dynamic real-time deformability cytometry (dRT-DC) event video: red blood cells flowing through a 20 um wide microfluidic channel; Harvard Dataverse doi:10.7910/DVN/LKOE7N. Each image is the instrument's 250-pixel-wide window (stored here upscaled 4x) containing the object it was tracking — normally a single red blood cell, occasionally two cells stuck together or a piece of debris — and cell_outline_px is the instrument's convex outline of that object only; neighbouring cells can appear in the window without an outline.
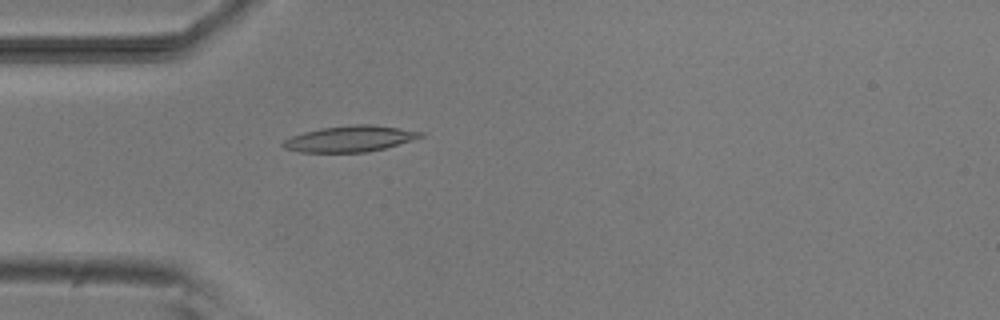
{"species": "common noctule bat (a hibernating species)", "species_latin": "Nyctalus noctula", "temperature_condition": "room temperature", "stored_images_in_passage": 42, "camera_frame_rate_fps": 3000, "um_per_image_px": 0.085, "animal": {"sex": "male", "body_mass_g": 20.5, "forearm_length_mm": 52.5}, "frame": {"image": 1, "passage_image": 4, "time_ms": 1.0, "image_size_px": [1000, 320], "cell_outline_px": [[424, 136], [412, 140], [384, 148], [368, 152], [300, 152], [284, 148], [280, 144], [284, 140], [292, 136], [304, 132], [320, 128], [352, 124], [372, 124], [400, 128], [424, 132]], "centroid_in_image_um": [29.74, 11.79], "position_along_channel_um": 55.3, "area_um2": 20.87}}
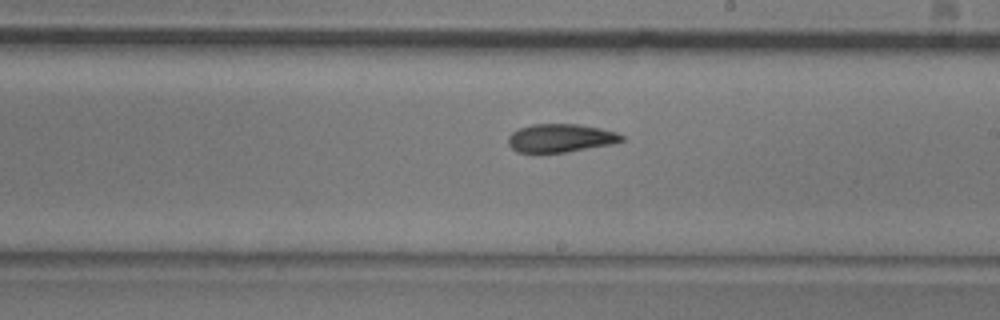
{"frame": {"image": 2, "passage_image": 19, "time_ms": 6.0, "image_size_px": [1000, 320], "cell_outline_px": [[624, 140], [608, 144], [564, 152], [516, 152], [508, 144], [508, 136], [512, 132], [520, 128], [532, 124], [580, 124], [600, 128], [616, 132], [624, 136]], "centroid_in_image_um": [47.61, 11.72], "position_along_channel_um": 241.4, "area_um2": 18.44}}
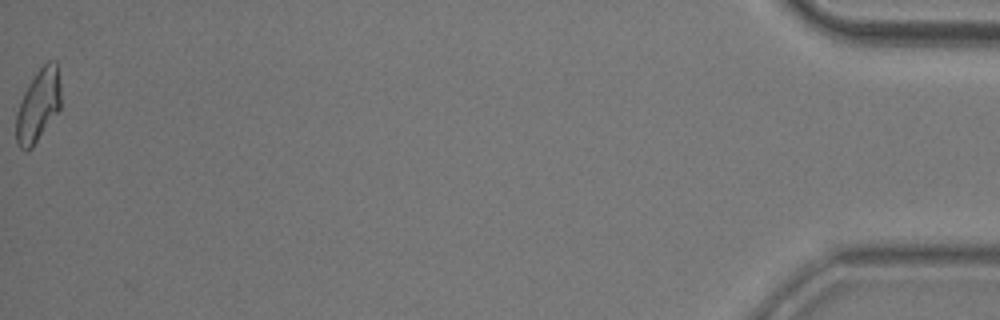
{"frame": {"image": 3, "passage_image": 42, "time_ms": 13.667, "image_size_px": [1000, 320], "cell_outline_px": [[60, 108], [32, 148], [20, 148], [16, 144], [16, 112], [24, 92], [36, 72], [48, 60], [56, 60], [60, 84]], "centroid_in_image_um": [3.24, 8.95], "position_along_channel_um": 432.0, "area_um2": 18.67}, "authors_computed_cell_mechanics": {"area_um2": 19.1607, "velocity_mm_per_s": 3.8018, "shape_relaxation_time_tau1_ms": 8.1009, "shape_relaxation_time_tau2_ms": 4.4144, "deformation_change_tau1": 0.2122, "deformation_change_tau2": 0.1193}}